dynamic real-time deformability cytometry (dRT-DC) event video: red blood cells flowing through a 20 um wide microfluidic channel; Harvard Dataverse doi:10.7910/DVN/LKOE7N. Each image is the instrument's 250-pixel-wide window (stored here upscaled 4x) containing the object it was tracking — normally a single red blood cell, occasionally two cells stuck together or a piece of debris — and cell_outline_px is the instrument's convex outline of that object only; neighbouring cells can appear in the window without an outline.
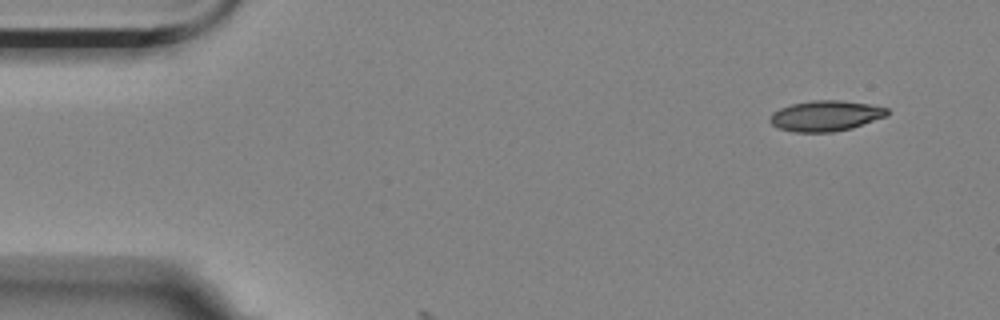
{"species": "Egyptian fruit bat (a non-hibernating species)", "species_latin": "Rousettus aegyptiacus", "temperature_condition": "room temperature", "stored_images_in_passage": 2, "camera_frame_rate_fps": 3000, "um_per_image_px": 0.085, "animal": {"sex": "female"}, "frame": {"image": 1, "passage_image": 1, "time_ms": 0.0, "image_size_px": [1000, 320], "cell_outline_px": [[888, 116], [852, 128], [832, 132], [792, 132], [776, 128], [768, 120], [772, 112], [780, 108], [792, 104], [812, 100], [840, 100], [872, 104], [888, 108]], "centroid_in_image_um": [70.18, 9.85], "position_along_channel_um": 14.8, "area_um2": 21.15}}